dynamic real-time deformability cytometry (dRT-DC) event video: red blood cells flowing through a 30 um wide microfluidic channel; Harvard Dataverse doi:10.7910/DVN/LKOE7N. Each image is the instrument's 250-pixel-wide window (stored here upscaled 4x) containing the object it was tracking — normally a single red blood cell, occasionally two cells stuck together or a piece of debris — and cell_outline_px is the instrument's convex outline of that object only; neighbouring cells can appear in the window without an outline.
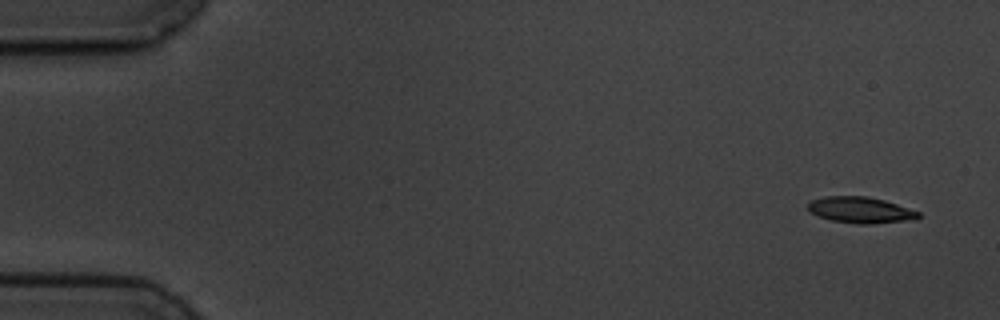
{"species": "common noctule bat (a hibernating species)", "species_latin": "Nyctalus noctula", "temperature_condition": "cold", "stored_images_in_passage": 5, "camera_frame_rate_fps": 3000, "um_per_image_px": 0.085, "animal": {"sex": "male", "body_mass_g": 19.5, "forearm_length_mm": 54.6}, "frame": {"image": 1, "passage_image": 1, "time_ms": 0.0, "image_size_px": [1000, 320], "cell_outline_px": [[920, 216], [916, 220], [872, 224], [856, 224], [832, 220], [808, 212], [808, 204], [812, 200], [824, 196], [868, 196], [884, 200], [920, 212]], "centroid_in_image_um": [73.16, 17.86], "position_along_channel_um": 11.8, "area_um2": 16.94}}
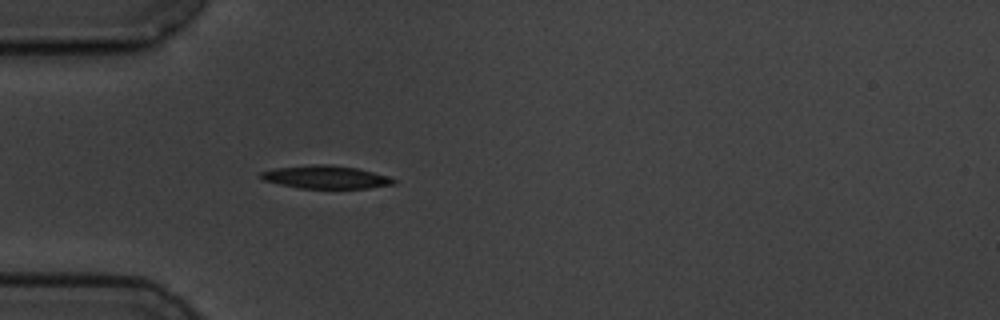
{"frame": {"image": 2, "passage_image": 5, "time_ms": 4.667, "image_size_px": [1000, 320], "cell_outline_px": [[396, 184], [368, 188], [300, 188], [280, 184], [264, 180], [260, 176], [260, 172], [276, 168], [312, 164], [328, 164], [356, 168], [388, 176], [396, 180]], "centroid_in_image_um": [27.71, 15.05], "position_along_channel_um": 57.3, "area_um2": 17.63}}